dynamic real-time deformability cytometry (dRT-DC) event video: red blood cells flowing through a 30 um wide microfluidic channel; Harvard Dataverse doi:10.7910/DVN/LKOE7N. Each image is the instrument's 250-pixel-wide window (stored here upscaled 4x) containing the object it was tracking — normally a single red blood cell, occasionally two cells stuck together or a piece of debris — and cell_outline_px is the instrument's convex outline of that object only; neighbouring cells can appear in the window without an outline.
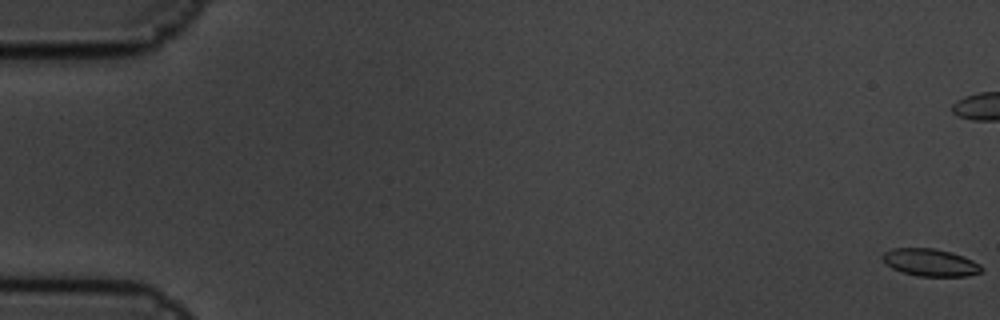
{"species": "common noctule bat (a hibernating species)", "species_latin": "Nyctalus noctula", "temperature_condition": "cold", "stored_images_in_passage": 10, "camera_frame_rate_fps": 3000, "um_per_image_px": 0.085, "animal": {"sex": "male", "body_mass_g": 19.5, "forearm_length_mm": 54.6}, "frame": {"image": 1, "passage_image": 1, "time_ms": 0.0, "image_size_px": [1000, 320], "cell_outline_px": [[984, 272], [968, 276], [916, 276], [892, 268], [880, 256], [884, 252], [892, 248], [936, 248], [952, 252], [964, 256], [980, 264], [984, 268]], "centroid_in_image_um": [79.13, 22.3], "position_along_channel_um": 5.9, "area_um2": 15.95}}
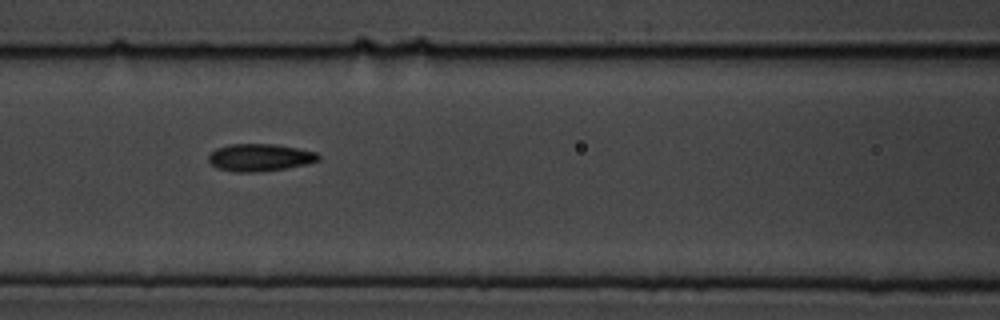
{"frame": {"image": 2, "passage_image": 9, "time_ms": 2.667, "image_size_px": [1000, 320], "cell_outline_px": [[320, 160], [304, 164], [284, 168], [256, 172], [236, 172], [216, 168], [208, 160], [208, 156], [216, 148], [228, 144], [272, 144], [296, 148], [316, 152], [320, 156]], "centroid_in_image_um": [22.05, 13.38], "position_along_channel_um": 144.6, "area_um2": 17.34}}
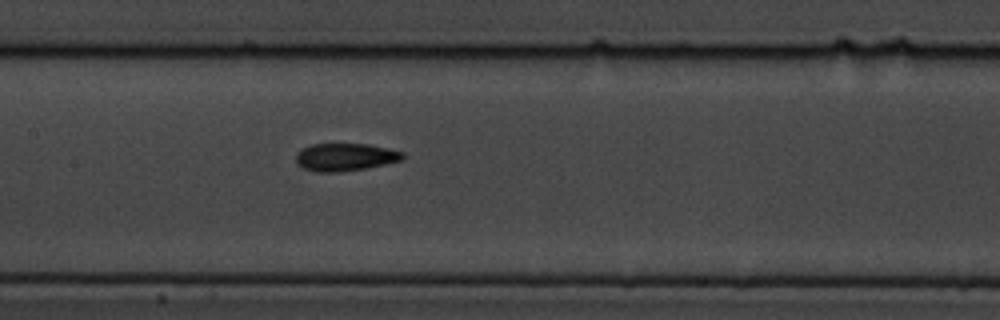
{"frame": {"image": 3, "passage_image": 10, "time_ms": 3.0, "image_size_px": [1000, 320], "cell_outline_px": [[404, 160], [364, 168], [340, 172], [316, 172], [300, 168], [296, 164], [296, 152], [312, 144], [368, 144], [388, 148], [404, 152]], "centroid_in_image_um": [29.32, 13.36], "position_along_channel_um": 178.1, "area_um2": 17.34}}